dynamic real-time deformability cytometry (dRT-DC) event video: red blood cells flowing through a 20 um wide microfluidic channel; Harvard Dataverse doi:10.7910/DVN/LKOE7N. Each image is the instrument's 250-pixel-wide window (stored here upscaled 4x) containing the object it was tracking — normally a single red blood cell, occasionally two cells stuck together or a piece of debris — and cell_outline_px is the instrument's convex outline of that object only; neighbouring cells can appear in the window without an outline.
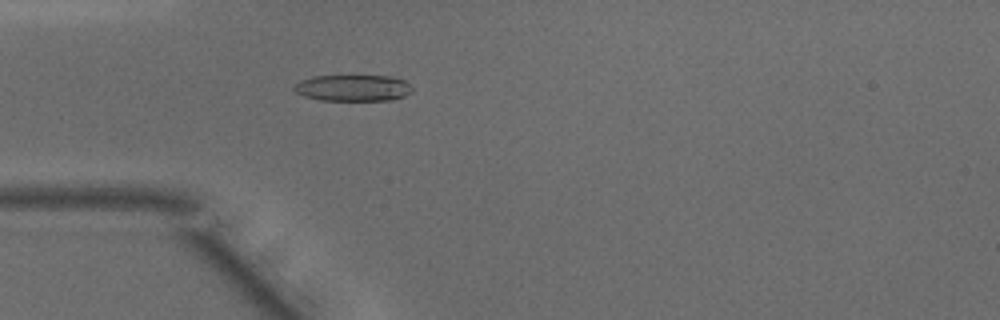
{"species": "common noctule bat (a hibernating species)", "species_latin": "Nyctalus noctula", "temperature_condition": "warm", "stored_images_in_passage": 47, "camera_frame_rate_fps": 3000, "um_per_image_px": 0.085, "animal": {"sex": "male", "body_mass_g": 15.6}, "frame": {"image": 1, "passage_image": 13, "time_ms": 4.0, "image_size_px": [1000, 320], "cell_outline_px": [[412, 92], [404, 96], [392, 100], [320, 100], [304, 96], [296, 92], [292, 88], [300, 80], [312, 76], [392, 76], [404, 80], [412, 88]], "centroid_in_image_um": [30.0, 7.47], "position_along_channel_um": 55.0, "area_um2": 18.15}}
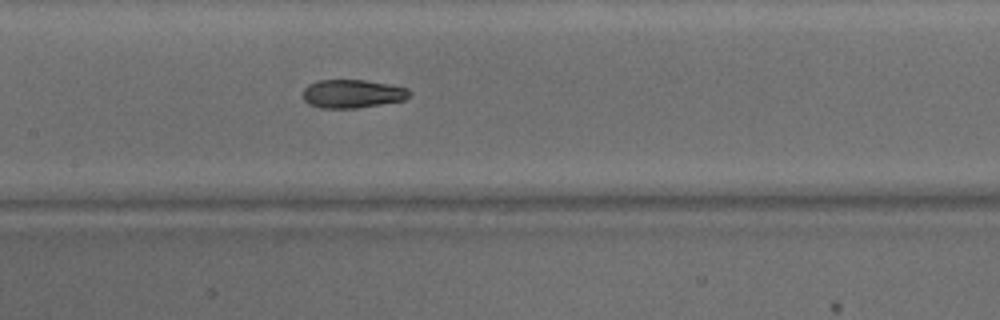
{"frame": {"image": 2, "passage_image": 22, "time_ms": 7.0, "image_size_px": [1000, 320], "cell_outline_px": [[412, 92], [404, 100], [356, 108], [320, 108], [308, 104], [304, 100], [304, 88], [308, 84], [316, 80], [364, 80], [388, 84], [408, 88]], "centroid_in_image_um": [29.93, 7.96], "position_along_channel_um": 177.5, "area_um2": 17.63}}
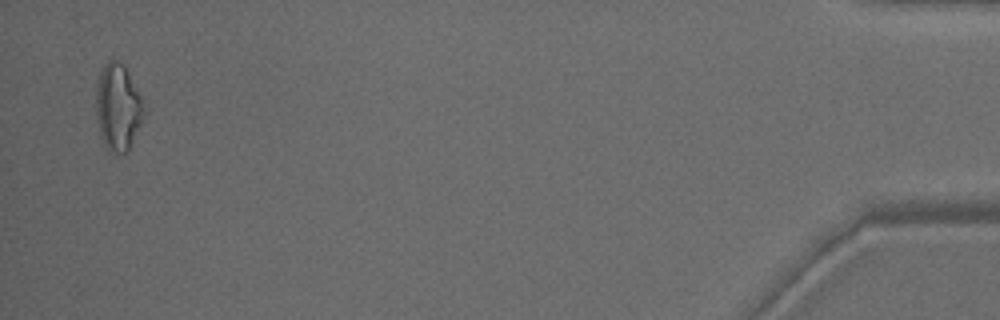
{"frame": {"image": 3, "passage_image": 46, "time_ms": 15.0, "image_size_px": [1000, 320], "cell_outline_px": [[148, 112], [128, 148], [124, 152], [108, 152], [100, 136], [96, 116], [96, 84], [100, 72], [104, 64], [108, 60], [116, 60], [124, 64]], "centroid_in_image_um": [10.02, 9.1], "position_along_channel_um": 425.2, "area_um2": 24.33}, "authors_computed_cell_mechanics": {"area_um2": 18.9006, "velocity_mm_per_s": 4.209, "shape_relaxation_time_tau1_ms": 7.1564, "shape_relaxation_time_tau2_ms": 2.1625, "deformation_change_tau1": 0.2174, "deformation_change_tau2": 0.0879}}